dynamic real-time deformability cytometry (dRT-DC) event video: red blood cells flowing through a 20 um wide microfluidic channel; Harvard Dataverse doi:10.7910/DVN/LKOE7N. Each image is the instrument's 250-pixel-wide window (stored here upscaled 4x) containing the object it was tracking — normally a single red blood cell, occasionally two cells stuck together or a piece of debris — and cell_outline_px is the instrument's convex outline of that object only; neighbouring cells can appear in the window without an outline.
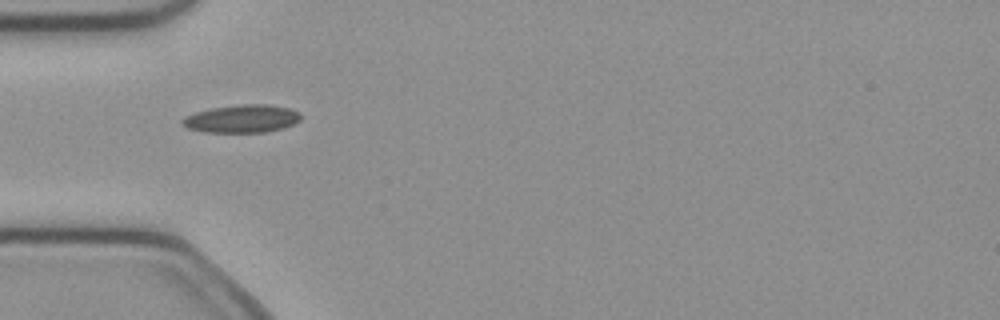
{"species": "common noctule bat (a hibernating species)", "species_latin": "Nyctalus noctula", "temperature_condition": "cold", "stored_images_in_passage": 36, "camera_frame_rate_fps": 3000, "um_per_image_px": 0.085, "animal": {"sex": "female", "body_mass_g": 21.9}, "frame": {"image": 1, "passage_image": 1, "time_ms": 0.0, "image_size_px": [1000, 320], "cell_outline_px": [[300, 120], [284, 128], [264, 132], [204, 132], [188, 128], [180, 124], [180, 120], [184, 116], [196, 112], [212, 108], [244, 104], [268, 104], [292, 108], [300, 112]], "centroid_in_image_um": [20.56, 10.09], "position_along_channel_um": 64.4, "area_um2": 19.36}}
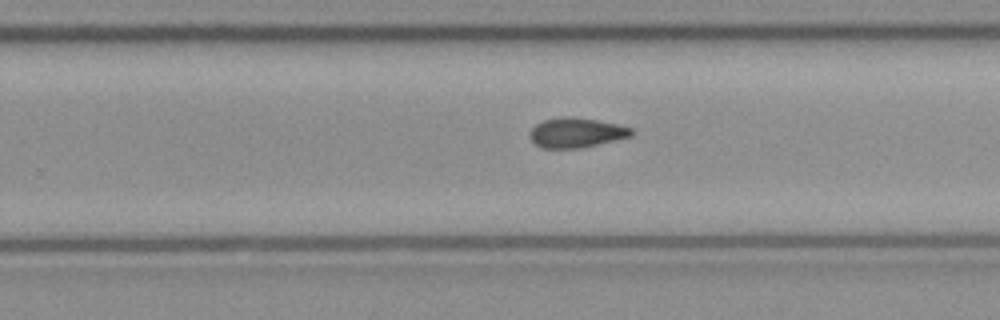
{"frame": {"image": 2, "passage_image": 17, "time_ms": 5.333, "image_size_px": [1000, 320], "cell_outline_px": [[636, 132], [632, 136], [584, 148], [540, 148], [528, 136], [528, 132], [536, 124], [544, 120], [560, 116], [572, 116], [596, 120], [616, 124], [632, 128]], "centroid_in_image_um": [48.98, 11.28], "position_along_channel_um": 280.8, "area_um2": 17.92}}
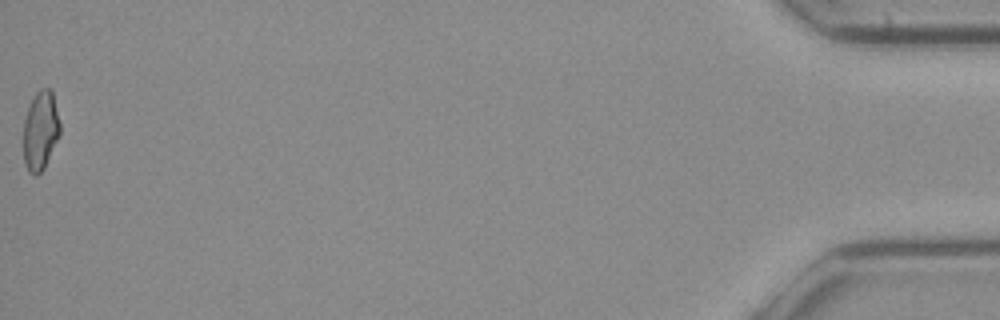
{"frame": {"image": 3, "passage_image": 36, "time_ms": 11.667, "image_size_px": [1000, 320], "cell_outline_px": [[60, 132], [44, 168], [36, 176], [32, 176], [28, 172], [24, 164], [24, 120], [28, 108], [36, 92], [40, 88], [52, 88], [60, 124]], "centroid_in_image_um": [3.43, 11.1], "position_along_channel_um": 431.8, "area_um2": 16.82}}